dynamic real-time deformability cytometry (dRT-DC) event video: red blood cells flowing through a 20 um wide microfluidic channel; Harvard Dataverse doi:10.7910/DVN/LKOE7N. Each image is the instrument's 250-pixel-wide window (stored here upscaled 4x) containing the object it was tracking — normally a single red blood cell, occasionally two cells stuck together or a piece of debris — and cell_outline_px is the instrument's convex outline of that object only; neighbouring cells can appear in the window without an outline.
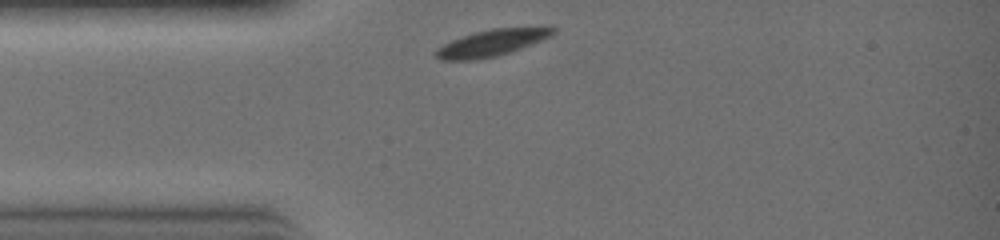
{"species": "common noctule bat (a hibernating species)", "species_latin": "Nyctalus noctula", "temperature_condition": "warm", "stored_images_in_passage": 3, "camera_frame_rate_fps": 3000, "um_per_image_px": 0.085, "animal": {"sex": "female", "body_mass_g": 19.0, "forearm_length_mm": 51.5}, "frame": {"image": 1, "passage_image": 1, "time_ms": 0.0, "image_size_px": [1000, 240], "cell_outline_px": [[556, 32], [552, 36], [520, 48], [496, 56], [476, 60], [440, 60], [432, 52], [436, 48], [452, 40], [476, 32], [492, 28], [548, 24], [556, 28]], "centroid_in_image_um": [41.9, 3.59], "position_along_channel_um": 43.1, "area_um2": 18.67}}